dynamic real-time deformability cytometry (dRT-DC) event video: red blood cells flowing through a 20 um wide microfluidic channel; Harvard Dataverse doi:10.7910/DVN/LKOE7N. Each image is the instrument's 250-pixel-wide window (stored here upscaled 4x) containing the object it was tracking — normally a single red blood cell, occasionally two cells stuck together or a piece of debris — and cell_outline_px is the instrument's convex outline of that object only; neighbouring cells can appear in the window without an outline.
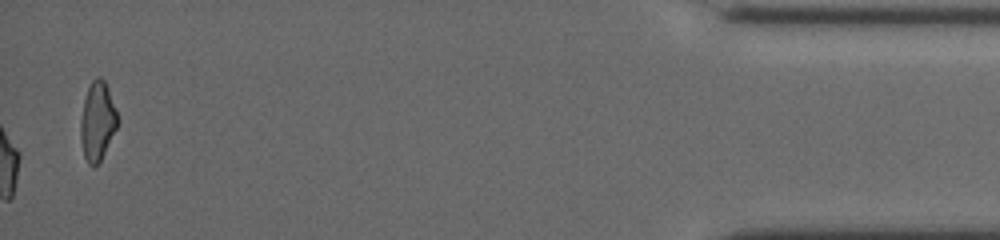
{"species": "common noctule bat (a hibernating species)", "species_latin": "Nyctalus noctula", "temperature_condition": "cold", "stored_images_in_passage": 54, "camera_frame_rate_fps": 3000, "um_per_image_px": 0.085, "animal": {"sex": "female", "body_mass_g": 19.5, "forearm_length_mm": 54.1}, "frame": {"image": 1, "passage_image": 54, "time_ms": 17.667, "image_size_px": [1000, 240], "cell_outline_px": [[120, 120], [100, 160], [96, 164], [88, 164], [84, 156], [80, 140], [80, 120], [84, 100], [88, 88], [92, 80], [96, 76], [100, 76], [104, 80], [108, 88], [116, 108]], "centroid_in_image_um": [8.28, 10.25], "position_along_channel_um": 426.9, "area_um2": 16.88}, "authors_computed_cell_mechanics": {"area_um2": 19.2763, "velocity_mm_per_s": 3.9177, "shape_relaxation_time_tau1_ms": 7.1196, "shape_relaxation_time_tau2_ms": 1.8786, "deformation_change_tau1": 0.1171, "deformation_change_tau2": 0.0585}}